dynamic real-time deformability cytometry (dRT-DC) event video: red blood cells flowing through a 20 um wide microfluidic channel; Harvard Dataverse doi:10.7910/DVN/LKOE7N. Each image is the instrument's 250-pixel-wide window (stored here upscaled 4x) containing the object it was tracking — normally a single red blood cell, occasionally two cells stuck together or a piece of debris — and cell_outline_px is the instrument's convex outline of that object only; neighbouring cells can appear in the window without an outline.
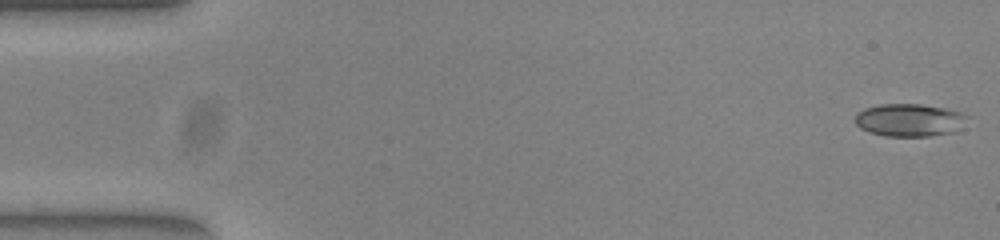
{"species": "common noctule bat (a hibernating species)", "species_latin": "Nyctalus noctula", "temperature_condition": "warm", "stored_images_in_passage": 52, "camera_frame_rate_fps": 3000, "um_per_image_px": 0.085, "animal": {"sex": "female", "body_mass_g": 23.0, "forearm_length_mm": 53.4}, "frame": {"image": 1, "passage_image": 1, "time_ms": 0.0, "image_size_px": [1000, 240], "cell_outline_px": [[968, 116], [956, 132], [928, 136], [884, 136], [868, 132], [860, 128], [856, 124], [856, 112], [864, 108], [880, 104], [920, 104], [944, 108], [960, 112]], "centroid_in_image_um": [77.26, 10.21], "position_along_channel_um": 7.7, "area_um2": 21.39}}
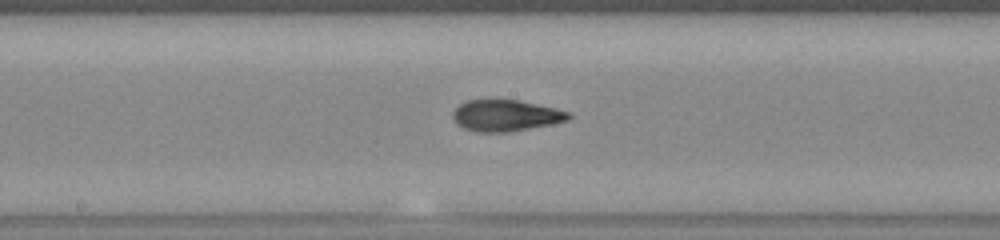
{"frame": {"image": 2, "passage_image": 27, "time_ms": 8.667, "image_size_px": [1000, 240], "cell_outline_px": [[572, 116], [568, 120], [552, 124], [508, 132], [476, 132], [464, 128], [452, 116], [452, 112], [460, 104], [468, 100], [520, 100], [556, 108], [572, 112]], "centroid_in_image_um": [43.04, 9.81], "position_along_channel_um": 205.2, "area_um2": 21.1}}
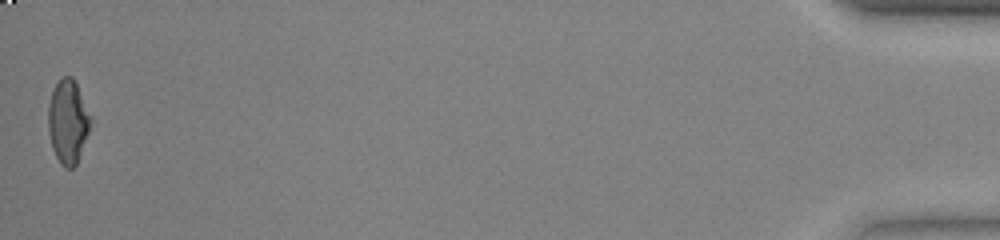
{"frame": {"image": 3, "passage_image": 52, "time_ms": 17.0, "image_size_px": [1000, 240], "cell_outline_px": [[92, 120], [88, 132], [76, 164], [72, 168], [64, 168], [60, 164], [52, 148], [48, 128], [48, 108], [52, 92], [56, 84], [64, 76], [72, 76], [92, 116]], "centroid_in_image_um": [5.78, 10.34], "position_along_channel_um": 429.4, "area_um2": 20.46}, "authors_computed_cell_mechanics": {"area_um2": 21.1837, "velocity_mm_per_s": 3.8987, "shape_relaxation_time_tau1_ms": null, "shape_relaxation_time_tau2_ms": 1.6773, "deformation_change_tau1": null, "deformation_change_tau2": 0.0825}}